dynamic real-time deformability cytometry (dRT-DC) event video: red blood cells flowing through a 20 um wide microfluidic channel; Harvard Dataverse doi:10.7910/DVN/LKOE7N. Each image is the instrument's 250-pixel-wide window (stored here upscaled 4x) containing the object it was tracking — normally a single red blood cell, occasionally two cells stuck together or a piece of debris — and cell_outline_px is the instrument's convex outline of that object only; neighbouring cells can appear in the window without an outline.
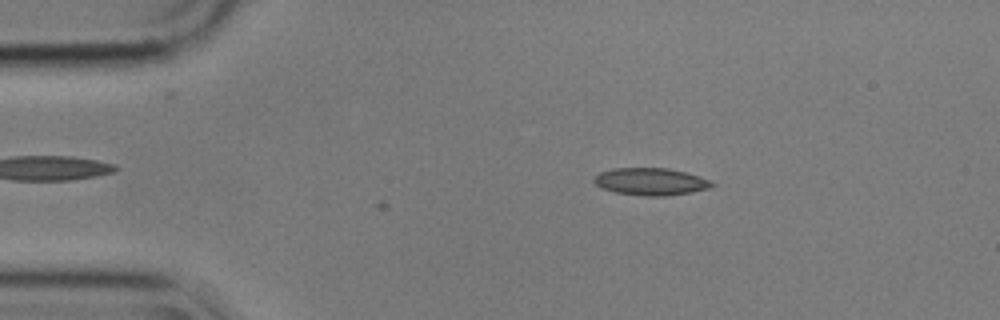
{"species": "common noctule bat (a hibernating species)", "species_latin": "Nyctalus noctula", "temperature_condition": "cold", "stored_images_in_passage": 3, "camera_frame_rate_fps": 3000, "um_per_image_px": 0.085, "animal": {"sex": "male", "body_mass_g": 17.9}, "frame": {"image": 1, "passage_image": 3, "time_ms": 0.667, "image_size_px": [1000, 320], "cell_outline_px": [[716, 184], [708, 188], [692, 192], [664, 196], [644, 196], [616, 192], [600, 188], [592, 180], [600, 172], [612, 168], [668, 168], [700, 176], [712, 180]], "centroid_in_image_um": [55.32, 15.43], "position_along_channel_um": 29.7, "area_um2": 18.79}}